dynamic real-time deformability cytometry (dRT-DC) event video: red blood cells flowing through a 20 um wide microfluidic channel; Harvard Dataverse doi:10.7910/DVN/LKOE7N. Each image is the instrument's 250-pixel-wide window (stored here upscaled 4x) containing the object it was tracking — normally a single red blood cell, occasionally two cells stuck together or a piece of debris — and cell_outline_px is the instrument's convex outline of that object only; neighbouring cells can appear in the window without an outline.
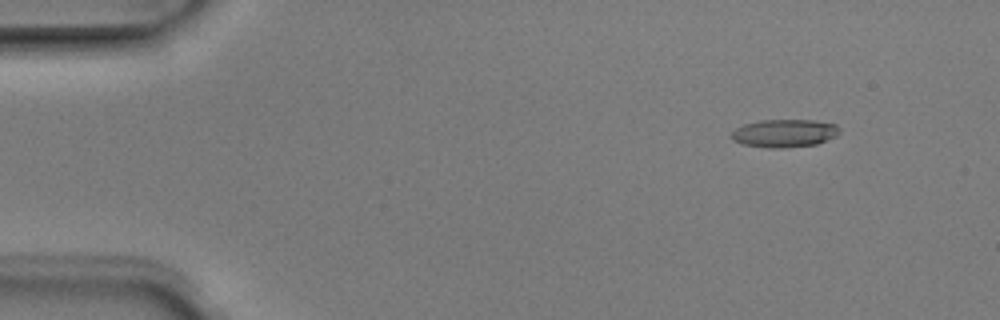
{"species": "Egyptian fruit bat (a non-hibernating species)", "species_latin": "Rousettus aegyptiacus", "temperature_condition": "room temperature", "stored_images_in_passage": 4, "camera_frame_rate_fps": 3000, "um_per_image_px": 0.085, "animal": {"sex": "male"}, "frame": {"image": 1, "passage_image": 2, "time_ms": 0.333, "image_size_px": [1000, 320], "cell_outline_px": [[840, 132], [836, 136], [816, 144], [784, 148], [768, 148], [740, 144], [732, 140], [732, 132], [736, 128], [744, 124], [760, 120], [812, 120], [836, 124], [840, 128]], "centroid_in_image_um": [66.67, 11.33], "position_along_channel_um": 18.3, "area_um2": 17.69}}
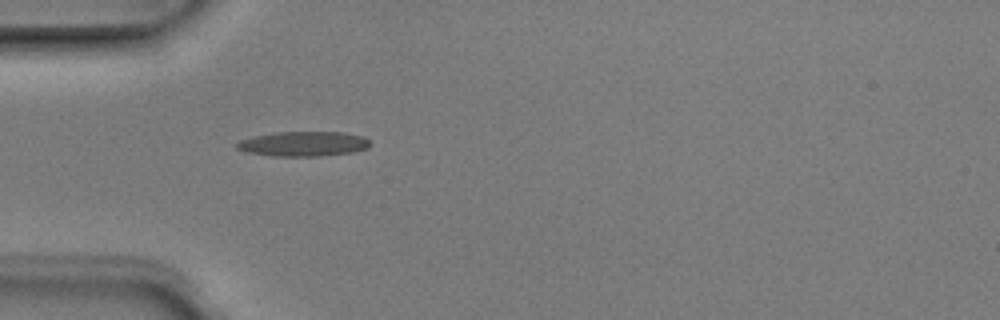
{"frame": {"image": 2, "passage_image": 4, "time_ms": 1.0, "image_size_px": [1000, 320], "cell_outline_px": [[368, 148], [352, 152], [320, 156], [272, 156], [248, 152], [236, 148], [236, 144], [240, 140], [252, 136], [272, 132], [344, 132], [364, 136], [368, 140]], "centroid_in_image_um": [25.77, 12.22], "position_along_channel_um": 59.2, "area_um2": 19.31}}